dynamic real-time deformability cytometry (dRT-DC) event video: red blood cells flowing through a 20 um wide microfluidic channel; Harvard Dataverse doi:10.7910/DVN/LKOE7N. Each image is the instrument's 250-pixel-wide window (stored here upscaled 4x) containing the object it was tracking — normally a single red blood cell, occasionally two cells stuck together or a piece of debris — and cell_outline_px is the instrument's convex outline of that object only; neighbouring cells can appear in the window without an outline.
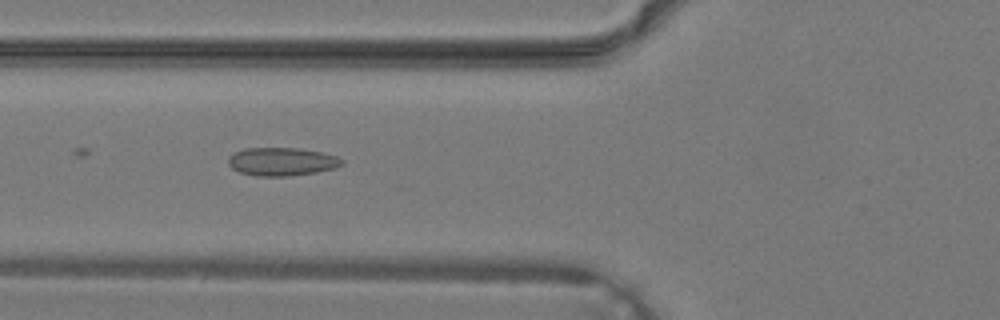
{"species": "common noctule bat (a hibernating species)", "species_latin": "Nyctalus noctula", "temperature_condition": "warm", "stored_images_in_passage": 29, "camera_frame_rate_fps": 3000, "um_per_image_px": 0.085, "animal": {"sex": "male", "body_mass_g": 19.2, "forearm_length_mm": 51.8}, "frame": {"image": 1, "passage_image": 5, "time_ms": 1.333, "image_size_px": [1000, 320], "cell_outline_px": [[344, 164], [336, 168], [316, 172], [288, 176], [256, 176], [240, 172], [232, 168], [228, 164], [228, 156], [244, 148], [300, 148], [320, 152], [336, 156], [344, 160]], "centroid_in_image_um": [23.96, 13.74], "position_along_channel_um": 101.8, "area_um2": 18.73}}
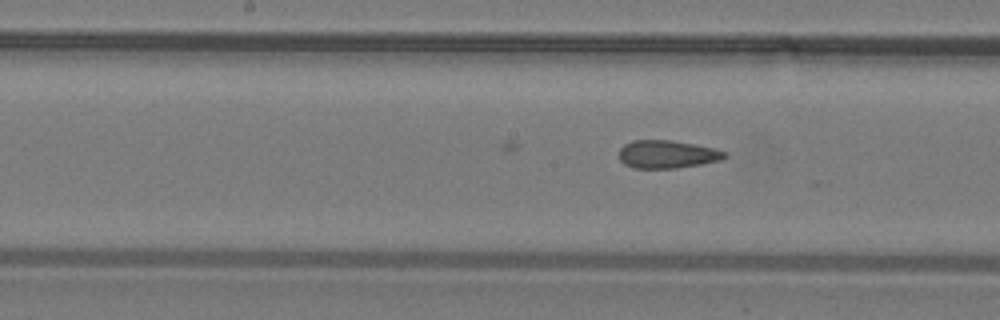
{"frame": {"image": 2, "passage_image": 10, "time_ms": 3.0, "image_size_px": [1000, 320], "cell_outline_px": [[728, 156], [720, 160], [700, 164], [676, 168], [632, 168], [624, 164], [620, 160], [620, 148], [624, 144], [632, 140], [668, 140], [696, 144], [716, 148], [728, 152]], "centroid_in_image_um": [56.73, 13.11], "position_along_channel_um": 191.5, "area_um2": 17.34}}
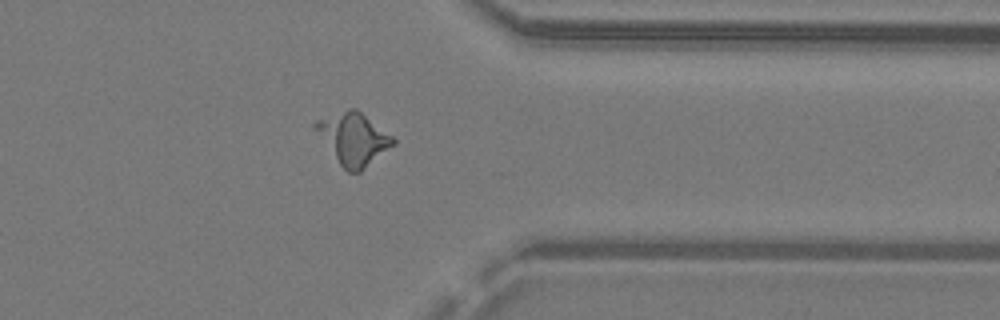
{"frame": {"image": 3, "passage_image": 21, "time_ms": 6.667, "image_size_px": [1000, 320], "cell_outline_px": [[396, 144], [360, 172], [348, 172], [340, 164], [312, 128], [312, 124], [316, 120], [348, 108], [356, 108], [392, 136], [396, 140]], "centroid_in_image_um": [30.03, 11.78], "position_along_channel_um": 381.4, "area_um2": 23.41}}